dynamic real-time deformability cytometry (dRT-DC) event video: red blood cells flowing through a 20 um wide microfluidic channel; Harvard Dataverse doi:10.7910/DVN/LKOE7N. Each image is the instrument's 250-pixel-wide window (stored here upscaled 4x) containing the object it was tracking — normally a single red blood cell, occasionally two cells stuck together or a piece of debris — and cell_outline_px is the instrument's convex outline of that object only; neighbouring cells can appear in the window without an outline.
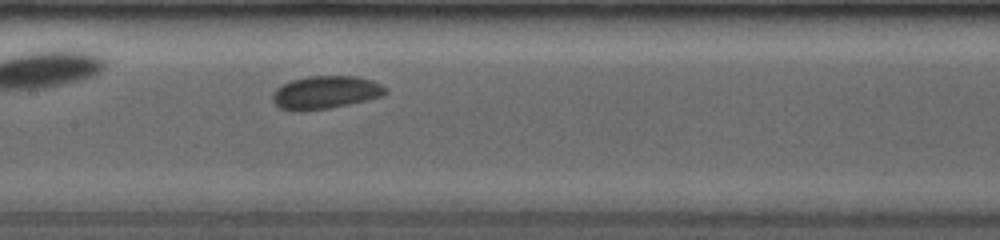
{"species": "common noctule bat (a hibernating species)", "species_latin": "Nyctalus noctula", "temperature_condition": "room temperature", "stored_images_in_passage": 28, "camera_frame_rate_fps": 4000, "um_per_image_px": 0.085, "animal": {"sex": "female", "body_mass_g": 19.0, "forearm_length_mm": 53.3}, "frame": {"image": 1, "passage_image": 13, "time_ms": 3.0, "image_size_px": [1000, 240], "cell_outline_px": [[388, 92], [380, 96], [332, 108], [304, 112], [292, 112], [280, 108], [272, 100], [272, 96], [276, 88], [292, 80], [312, 76], [352, 76], [372, 80], [380, 84]], "centroid_in_image_um": [27.61, 7.88], "position_along_channel_um": 179.8, "area_um2": 21.62}}